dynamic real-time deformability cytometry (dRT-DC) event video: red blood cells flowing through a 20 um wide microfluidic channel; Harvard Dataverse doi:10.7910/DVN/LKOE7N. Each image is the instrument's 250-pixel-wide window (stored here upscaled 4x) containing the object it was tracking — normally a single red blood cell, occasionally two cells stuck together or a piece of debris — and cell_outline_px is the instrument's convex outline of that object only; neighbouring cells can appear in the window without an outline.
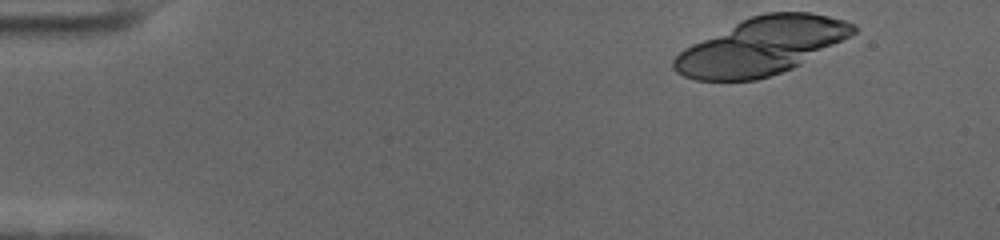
{"species": "human", "species_latin": "Homo sapiens", "temperature_condition": "cold", "stored_images_in_passage": 16, "camera_frame_rate_fps": 3000, "um_per_image_px": 0.085, "donor": {"sex": "female"}, "frame": {"image": 1, "passage_image": 1, "time_ms": 0.0, "image_size_px": [1000, 240], "cell_outline_px": [[860, 28], [856, 32], [800, 64], [792, 68], [756, 80], [696, 80], [684, 76], [676, 72], [672, 68], [672, 60], [684, 48], [740, 20], [764, 12], [812, 12], [844, 20], [856, 24]], "centroid_in_image_um": [64.71, 3.91], "position_along_channel_um": 20.3, "area_um2": 59.36}}